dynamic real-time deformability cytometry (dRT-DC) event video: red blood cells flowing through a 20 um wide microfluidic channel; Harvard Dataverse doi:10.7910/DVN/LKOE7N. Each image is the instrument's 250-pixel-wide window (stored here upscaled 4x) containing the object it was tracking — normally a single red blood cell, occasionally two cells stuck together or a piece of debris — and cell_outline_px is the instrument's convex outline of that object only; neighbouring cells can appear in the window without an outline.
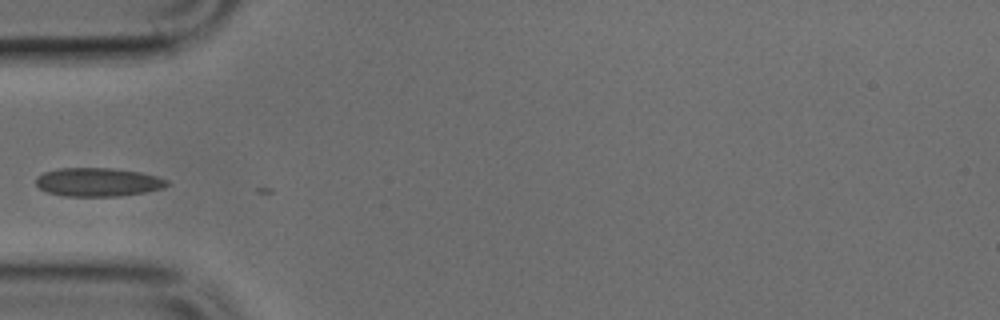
{"species": "common noctule bat (a hibernating species)", "species_latin": "Nyctalus noctula", "temperature_condition": "cold", "stored_images_in_passage": 8, "camera_frame_rate_fps": 3000, "um_per_image_px": 0.085, "animal": {"sex": "male", "body_mass_g": 17.9, "forearm_length_mm": 54.2}, "frame": {"image": 1, "passage_image": 2, "time_ms": 0.333, "image_size_px": [1000, 320], "cell_outline_px": [[172, 184], [164, 188], [144, 192], [120, 196], [64, 196], [48, 192], [40, 188], [36, 184], [36, 176], [44, 172], [60, 168], [112, 168], [140, 172], [156, 176], [168, 180]], "centroid_in_image_um": [8.35, 15.48], "position_along_channel_um": 76.6, "area_um2": 21.91}}
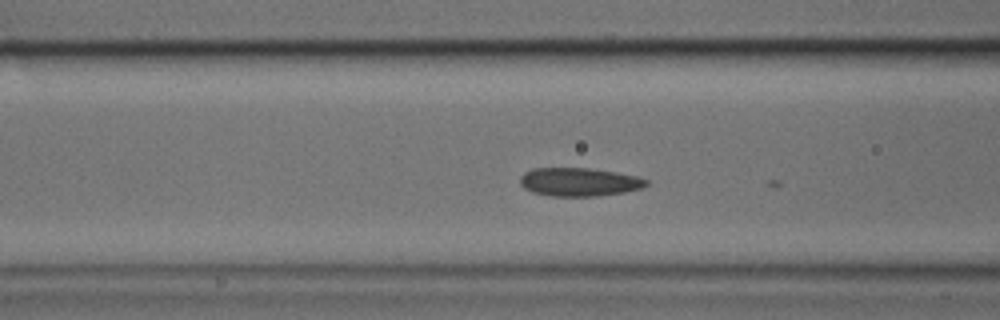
{"frame": {"image": 2, "passage_image": 5, "time_ms": 1.333, "image_size_px": [1000, 320], "cell_outline_px": [[648, 184], [640, 188], [624, 192], [596, 196], [552, 196], [532, 192], [524, 188], [520, 184], [520, 176], [524, 172], [532, 168], [588, 168], [616, 172], [636, 176], [648, 180]], "centroid_in_image_um": [49.19, 15.46], "position_along_channel_um": 117.4, "area_um2": 20.87}}